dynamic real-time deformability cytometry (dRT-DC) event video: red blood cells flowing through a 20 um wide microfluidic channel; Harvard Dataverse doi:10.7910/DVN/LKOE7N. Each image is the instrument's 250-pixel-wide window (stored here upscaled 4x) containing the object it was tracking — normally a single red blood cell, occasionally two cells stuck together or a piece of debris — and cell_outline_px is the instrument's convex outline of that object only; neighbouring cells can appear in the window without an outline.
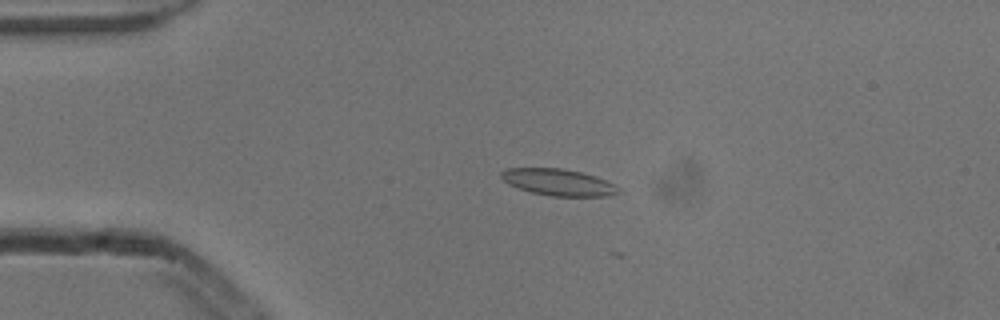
{"species": "common noctule bat (a hibernating species)", "species_latin": "Nyctalus noctula", "temperature_condition": "cold", "stored_images_in_passage": 3, "camera_frame_rate_fps": 3000, "um_per_image_px": 0.085, "animal": {"sex": "male", "body_mass_g": 13.3}, "frame": {"image": 1, "passage_image": 2, "time_ms": 0.333, "image_size_px": [1000, 320], "cell_outline_px": [[620, 192], [608, 196], [548, 196], [532, 192], [508, 184], [500, 176], [500, 172], [508, 168], [564, 168], [584, 172], [596, 176], [620, 188]], "centroid_in_image_um": [47.46, 15.48], "position_along_channel_um": 37.5, "area_um2": 18.21}}